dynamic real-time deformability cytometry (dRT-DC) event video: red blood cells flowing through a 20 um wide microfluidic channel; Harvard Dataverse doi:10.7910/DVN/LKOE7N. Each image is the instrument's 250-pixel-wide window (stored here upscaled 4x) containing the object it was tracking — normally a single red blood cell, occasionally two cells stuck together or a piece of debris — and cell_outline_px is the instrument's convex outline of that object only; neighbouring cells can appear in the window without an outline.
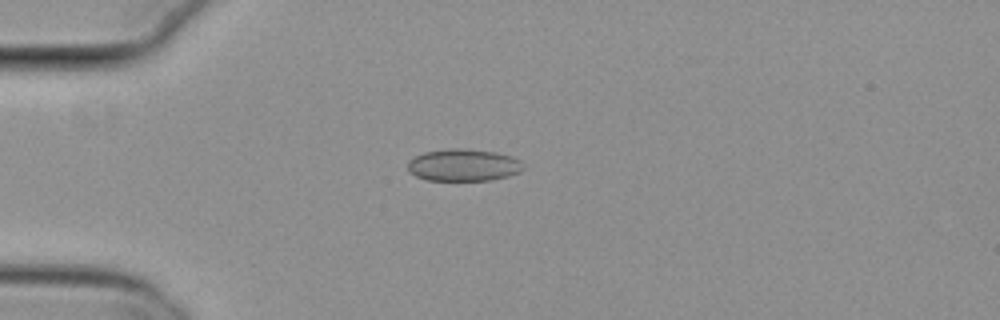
{"species": "common noctule bat (a hibernating species)", "species_latin": "Nyctalus noctula", "temperature_condition": "cold", "stored_images_in_passage": 5, "camera_frame_rate_fps": 3000, "um_per_image_px": 0.085, "animal": {"sex": "female", "body_mass_g": 29.2, "forearm_length_mm": 56.3}, "frame": {"image": 1, "passage_image": 3, "time_ms": 0.667, "image_size_px": [1000, 320], "cell_outline_px": [[524, 168], [520, 172], [508, 176], [492, 180], [428, 180], [416, 176], [408, 172], [408, 160], [424, 152], [452, 148], [460, 148], [496, 152], [512, 156], [520, 160]], "centroid_in_image_um": [39.4, 14.03], "position_along_channel_um": 45.6, "area_um2": 21.68}}
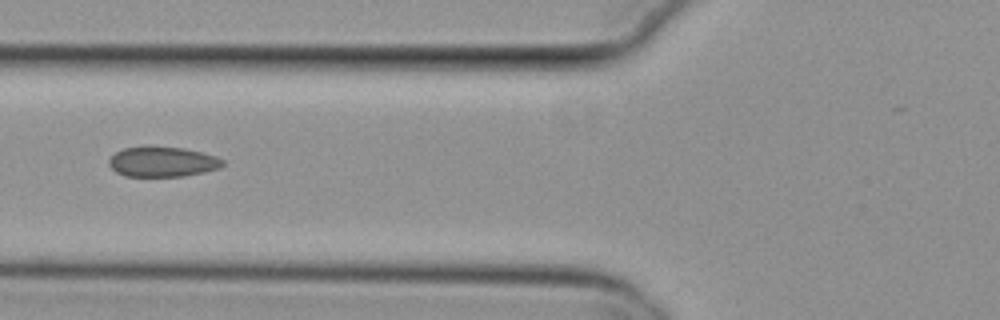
{"frame": {"image": 2, "passage_image": 5, "time_ms": 1.333, "image_size_px": [1000, 320], "cell_outline_px": [[224, 164], [220, 168], [204, 172], [184, 176], [124, 176], [116, 172], [108, 164], [108, 160], [116, 152], [124, 148], [148, 144], [184, 148], [216, 156], [224, 160]], "centroid_in_image_um": [13.79, 13.72], "position_along_channel_um": 112.0, "area_um2": 20.4}}